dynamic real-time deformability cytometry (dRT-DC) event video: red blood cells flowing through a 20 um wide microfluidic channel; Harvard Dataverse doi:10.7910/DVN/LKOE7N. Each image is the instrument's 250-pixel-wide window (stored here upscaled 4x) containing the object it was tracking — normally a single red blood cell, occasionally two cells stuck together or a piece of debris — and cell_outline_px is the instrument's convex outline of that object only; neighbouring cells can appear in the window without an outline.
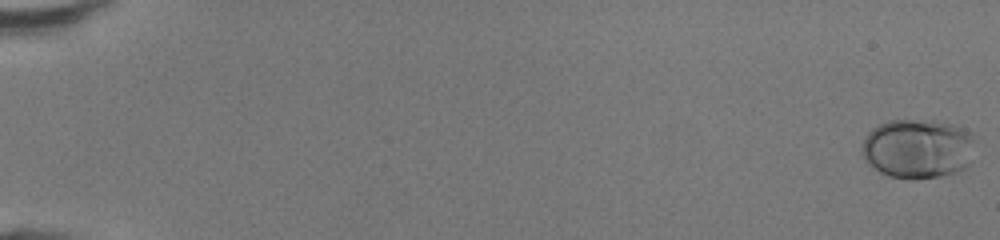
{"species": "human", "species_latin": "Homo sapiens", "temperature_condition": "room temperature", "stored_images_in_passage": 49, "camera_frame_rate_fps": 3000, "um_per_image_px": 0.085, "donor": {"sex": "female"}, "frame": {"image": 1, "passage_image": 1, "time_ms": 0.0, "image_size_px": [1000, 240], "cell_outline_px": [[972, 140], [968, 164], [964, 168], [956, 172], [940, 176], [916, 180], [908, 180], [888, 176], [880, 172], [868, 164], [864, 160], [860, 152], [860, 148], [864, 136], [872, 128], [888, 120], [932, 120], [952, 124], [964, 128], [972, 136]], "centroid_in_image_um": [77.92, 12.64], "position_along_channel_um": 7.1, "area_um2": 39.54}}
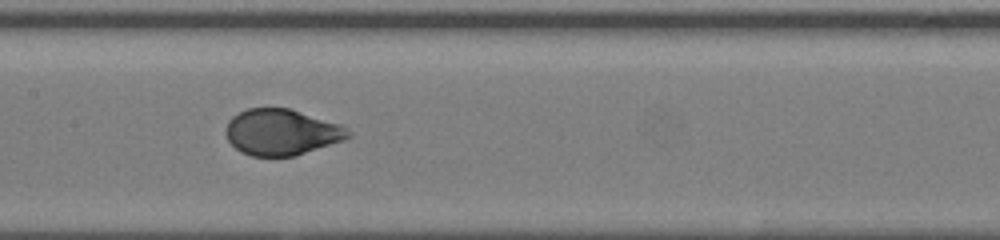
{"frame": {"image": 2, "passage_image": 27, "time_ms": 8.667, "image_size_px": [1000, 240], "cell_outline_px": [[352, 136], [344, 140], [296, 156], [252, 156], [240, 152], [228, 140], [224, 132], [228, 120], [232, 116], [248, 108], [288, 108], [344, 124], [352, 132]], "centroid_in_image_um": [23.97, 11.23], "position_along_channel_um": 183.4, "area_um2": 33.29}}
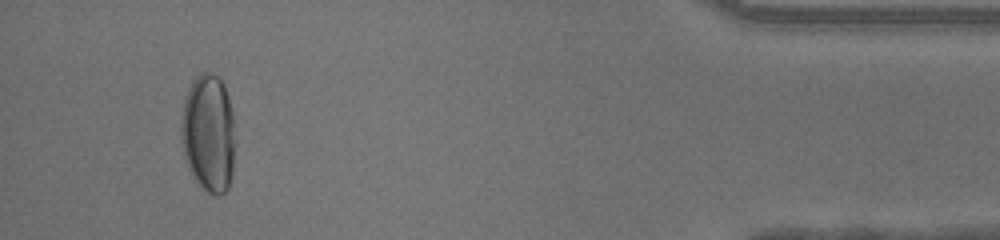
{"frame": {"image": 3, "passage_image": 47, "time_ms": 15.333, "image_size_px": [1000, 240], "cell_outline_px": [[236, 144], [232, 172], [228, 188], [224, 192], [216, 196], [208, 192], [196, 180], [188, 168], [184, 156], [180, 136], [180, 116], [184, 100], [188, 88], [192, 80], [200, 72], [212, 72], [220, 76], [224, 84], [228, 96], [232, 112], [236, 140]], "centroid_in_image_um": [17.72, 11.28], "position_along_channel_um": 417.5, "area_um2": 38.03}, "authors_computed_cell_mechanics": {"area_um2": 34.5066, "velocity_mm_per_s": 4.3263, "shape_relaxation_time_tau1_ms": 3.5572, "shape_relaxation_time_tau2_ms": null, "deformation_change_tau1": 0.1946, "deformation_change_tau2": null}}